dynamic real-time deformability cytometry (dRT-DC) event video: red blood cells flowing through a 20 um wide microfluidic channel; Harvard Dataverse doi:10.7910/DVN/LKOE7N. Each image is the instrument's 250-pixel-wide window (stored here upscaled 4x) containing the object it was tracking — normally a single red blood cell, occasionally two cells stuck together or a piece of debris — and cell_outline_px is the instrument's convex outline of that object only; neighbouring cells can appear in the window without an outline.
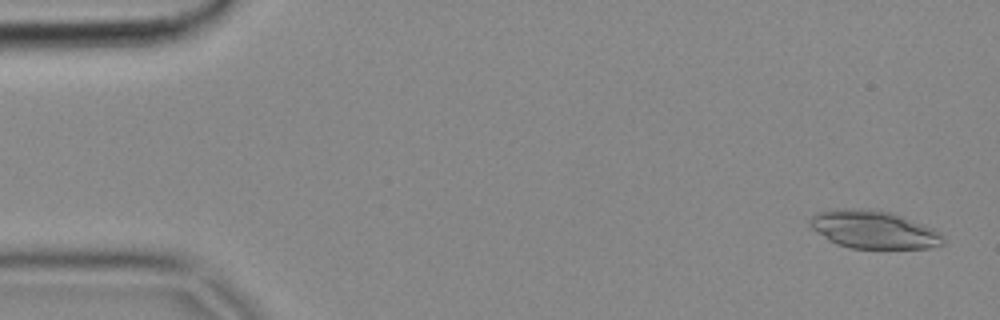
{"species": "common noctule bat (a hibernating species)", "species_latin": "Nyctalus noctula", "temperature_condition": "cold", "stored_images_in_passage": 6, "camera_frame_rate_fps": 3000, "um_per_image_px": 0.085, "animal": {"sex": "female", "body_mass_g": 18.4}, "frame": {"image": 1, "passage_image": 1, "time_ms": 0.0, "image_size_px": [1000, 320], "cell_outline_px": [[944, 244], [928, 248], [848, 248], [836, 244], [828, 240], [812, 228], [808, 224], [808, 220], [812, 216], [820, 212], [840, 208], [868, 208], [892, 212], [936, 228], [944, 236]], "centroid_in_image_um": [74.29, 19.5], "position_along_channel_um": 10.7, "area_um2": 29.82}}
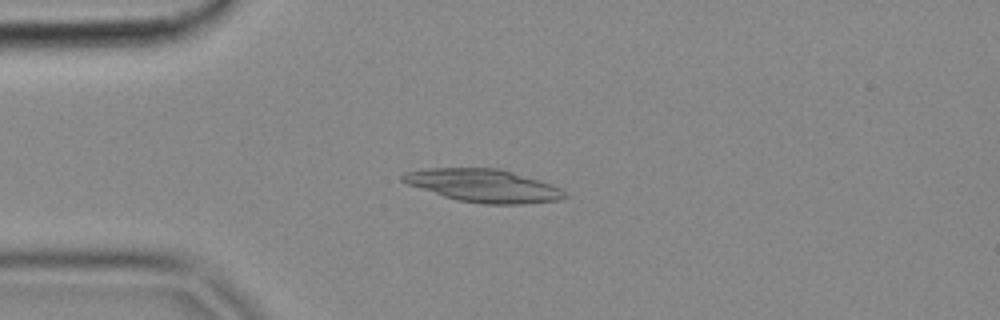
{"frame": {"image": 2, "passage_image": 4, "time_ms": 1.0, "image_size_px": [1000, 320], "cell_outline_px": [[568, 196], [560, 200], [524, 204], [484, 204], [460, 200], [444, 196], [408, 184], [400, 180], [400, 176], [404, 172], [428, 168], [500, 168], [552, 184], [560, 188]], "centroid_in_image_um": [41.11, 15.77], "position_along_channel_um": 43.9, "area_um2": 30.92}}
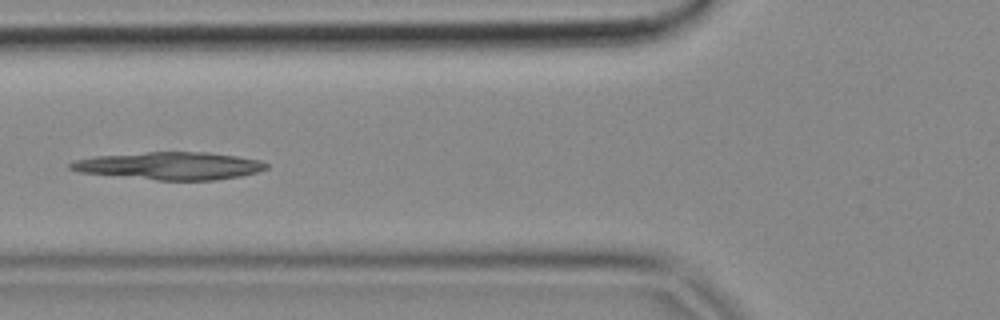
{"frame": {"image": 3, "passage_image": 6, "time_ms": 1.667, "image_size_px": [1000, 320], "cell_outline_px": [[268, 168], [256, 172], [240, 176], [216, 180], [156, 180], [80, 172], [68, 168], [68, 164], [76, 160], [96, 156], [148, 152], [208, 152], [236, 156], [260, 160], [268, 164]], "centroid_in_image_um": [14.45, 14.09], "position_along_channel_um": 111.3, "area_um2": 31.27}}